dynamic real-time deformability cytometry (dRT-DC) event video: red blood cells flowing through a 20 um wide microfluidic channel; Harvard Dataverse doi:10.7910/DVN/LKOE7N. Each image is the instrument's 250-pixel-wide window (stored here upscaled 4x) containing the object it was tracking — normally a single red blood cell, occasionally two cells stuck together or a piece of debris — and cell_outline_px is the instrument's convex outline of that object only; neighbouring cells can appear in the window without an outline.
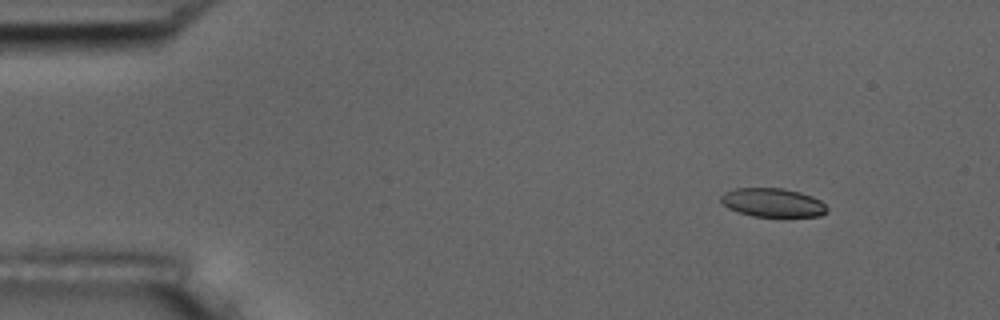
{"species": "common noctule bat (a hibernating species)", "species_latin": "Nyctalus noctula", "temperature_condition": "room temperature", "stored_images_in_passage": 5, "camera_frame_rate_fps": 3000, "um_per_image_px": 0.085, "animal": {"sex": "male", "body_mass_g": 17.5, "forearm_length_mm": 52.3}, "frame": {"image": 1, "passage_image": 2, "time_ms": 1.333, "image_size_px": [1000, 320], "cell_outline_px": [[828, 212], [820, 216], [752, 216], [728, 208], [720, 200], [720, 196], [724, 192], [736, 188], [784, 188], [800, 192], [812, 196], [820, 200], [828, 208]], "centroid_in_image_um": [65.69, 17.21], "position_along_channel_um": 19.3, "area_um2": 17.74}}
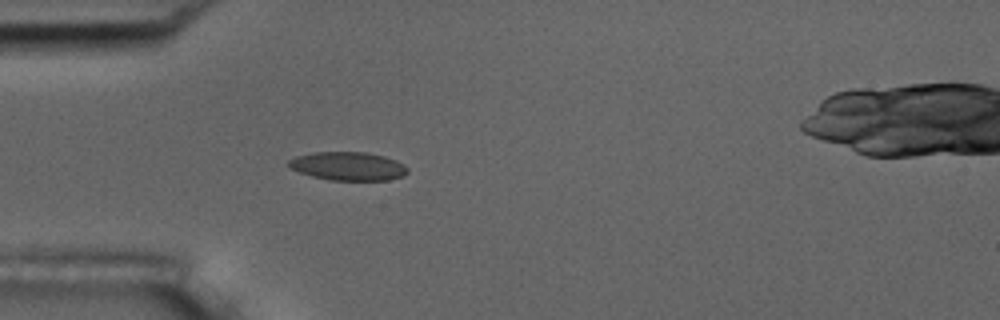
{"frame": {"image": 2, "passage_image": 5, "time_ms": 4.667, "image_size_px": [1000, 320], "cell_outline_px": [[408, 172], [404, 176], [388, 180], [332, 180], [312, 176], [288, 168], [288, 160], [296, 156], [312, 152], [368, 152], [384, 156], [396, 160], [404, 164], [408, 168]], "centroid_in_image_um": [29.59, 14.12], "position_along_channel_um": 55.4, "area_um2": 19.88}}